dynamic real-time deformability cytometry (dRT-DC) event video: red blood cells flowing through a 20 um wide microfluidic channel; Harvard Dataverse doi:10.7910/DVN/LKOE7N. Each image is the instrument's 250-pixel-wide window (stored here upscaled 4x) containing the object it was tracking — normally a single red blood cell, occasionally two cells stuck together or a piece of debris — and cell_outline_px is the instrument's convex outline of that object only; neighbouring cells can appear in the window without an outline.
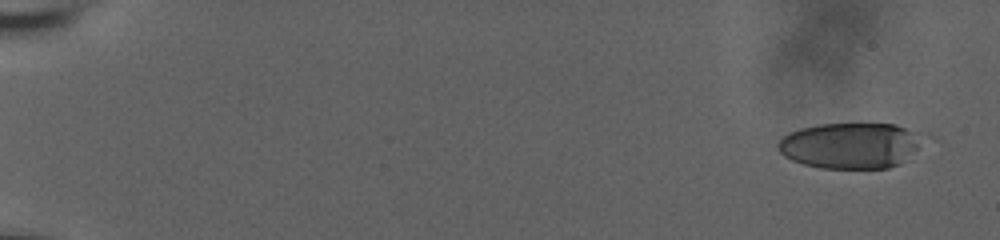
{"species": "human", "species_latin": "Homo sapiens", "temperature_condition": "room temperature", "stored_images_in_passage": 34, "camera_frame_rate_fps": 3000, "um_per_image_px": 0.085, "donor": {"sex": "male"}, "frame": {"image": 1, "passage_image": 1, "time_ms": 0.0, "image_size_px": [1000, 240], "cell_outline_px": [[924, 136], [916, 148], [900, 164], [888, 168], [820, 168], [804, 164], [792, 160], [784, 156], [776, 148], [776, 144], [788, 132], [800, 128], [820, 124], [896, 124], [916, 132]], "centroid_in_image_um": [72.23, 12.36], "position_along_channel_um": 12.8, "area_um2": 38.55}}
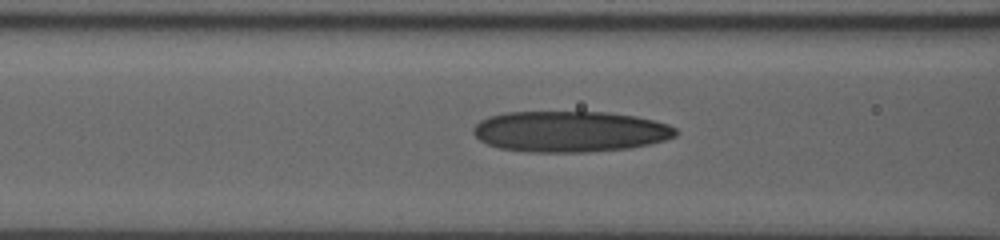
{"frame": {"image": 2, "passage_image": 25, "time_ms": 8.0, "image_size_px": [1000, 240], "cell_outline_px": [[676, 136], [664, 140], [648, 144], [628, 148], [584, 152], [532, 152], [500, 148], [488, 144], [480, 140], [472, 132], [472, 128], [480, 120], [488, 116], [504, 112], [608, 112], [636, 116], [668, 124], [676, 128]], "centroid_in_image_um": [48.42, 11.17], "position_along_channel_um": 118.2, "area_um2": 48.26}}
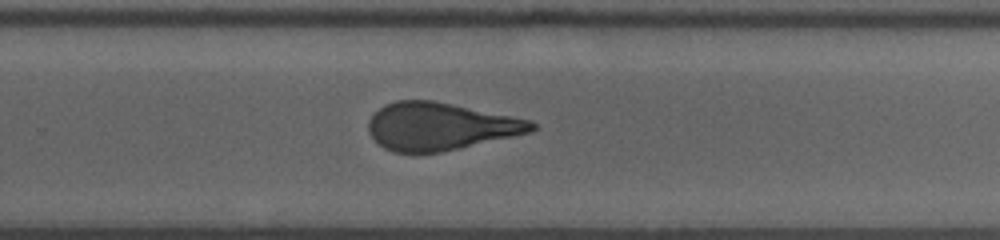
{"frame": {"image": 3, "passage_image": 34, "time_ms": 11.0, "image_size_px": [1000, 240], "cell_outline_px": [[536, 128], [532, 132], [440, 152], [392, 152], [376, 144], [368, 132], [368, 120], [384, 104], [396, 100], [432, 100], [532, 120], [536, 124]], "centroid_in_image_um": [37.38, 10.74], "position_along_channel_um": 292.4, "area_um2": 45.14}}